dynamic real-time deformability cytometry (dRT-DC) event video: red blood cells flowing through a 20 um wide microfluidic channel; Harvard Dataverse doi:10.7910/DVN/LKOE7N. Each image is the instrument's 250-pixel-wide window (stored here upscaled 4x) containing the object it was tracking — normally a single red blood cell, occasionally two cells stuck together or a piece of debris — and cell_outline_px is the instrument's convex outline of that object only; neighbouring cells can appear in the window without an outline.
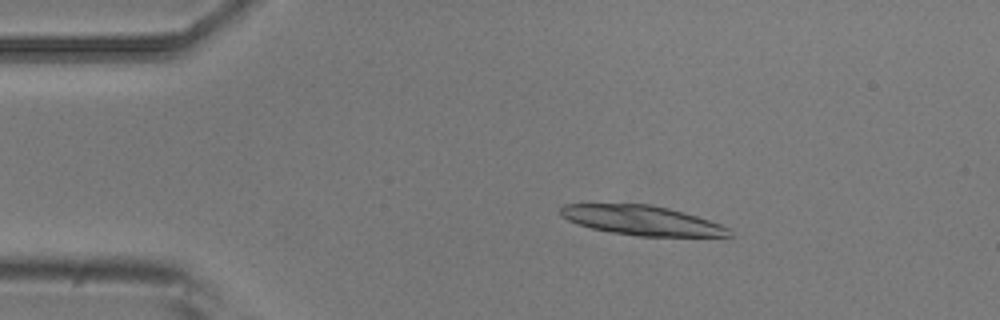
{"species": "common noctule bat (a hibernating species)", "species_latin": "Nyctalus noctula", "temperature_condition": "room temperature", "stored_images_in_passage": 5, "camera_frame_rate_fps": 3000, "um_per_image_px": 0.085, "animal": {"sex": "male", "body_mass_g": 20.5, "forearm_length_mm": 52.5}, "frame": {"image": 1, "passage_image": 1, "time_ms": 0.0, "image_size_px": [1000, 320], "cell_outline_px": [[732, 236], [636, 236], [612, 232], [592, 228], [568, 220], [560, 216], [560, 208], [564, 204], [652, 204], [684, 212], [732, 228]], "centroid_in_image_um": [54.58, 18.73], "position_along_channel_um": 30.4, "area_um2": 28.9}}
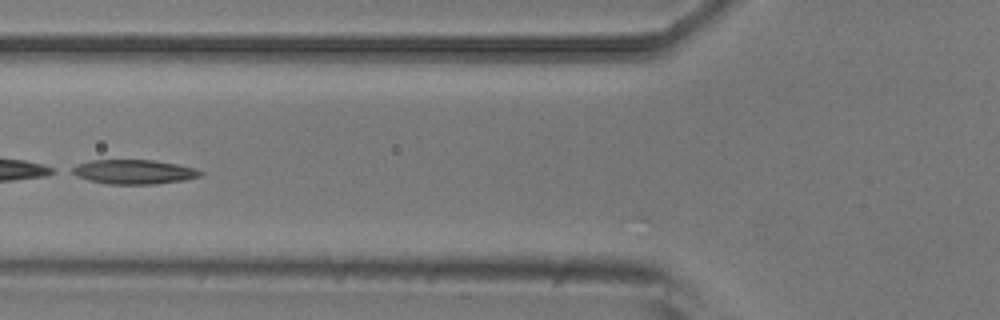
{"frame": {"image": 2, "passage_image": 4, "time_ms": 1.0, "image_size_px": [1000, 320], "cell_outline_px": [[204, 176], [184, 180], [156, 184], [108, 184], [88, 180], [76, 176], [68, 172], [68, 168], [76, 164], [88, 160], [152, 160], [176, 164], [196, 168], [204, 172]], "centroid_in_image_um": [11.33, 14.6], "position_along_channel_um": 114.5, "area_um2": 18.61}}
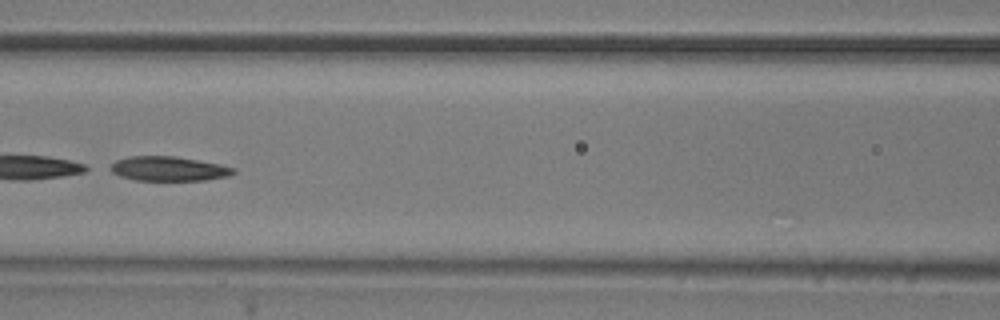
{"frame": {"image": 3, "passage_image": 5, "time_ms": 1.333, "image_size_px": [1000, 320], "cell_outline_px": [[236, 172], [228, 176], [204, 180], [136, 180], [120, 176], [104, 168], [116, 160], [128, 156], [176, 156], [220, 164], [236, 168]], "centroid_in_image_um": [14.28, 14.33], "position_along_channel_um": 152.3, "area_um2": 17.74}}